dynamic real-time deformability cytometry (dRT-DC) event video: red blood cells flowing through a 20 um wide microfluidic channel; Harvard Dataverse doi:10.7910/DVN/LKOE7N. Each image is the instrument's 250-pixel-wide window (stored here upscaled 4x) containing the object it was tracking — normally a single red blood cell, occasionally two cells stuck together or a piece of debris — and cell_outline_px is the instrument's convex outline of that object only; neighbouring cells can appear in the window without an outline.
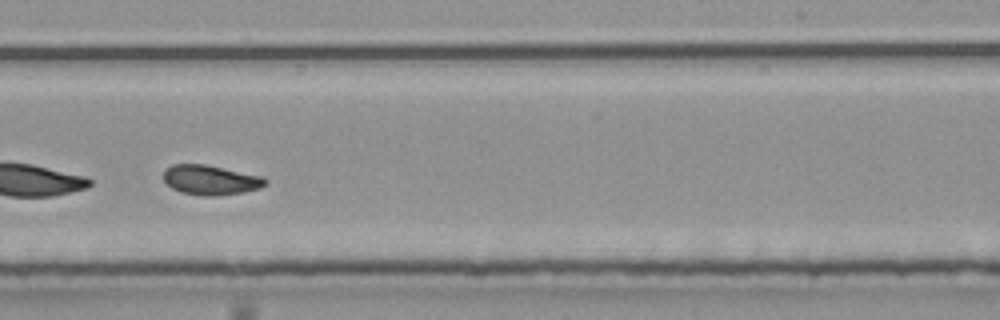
{"species": "common noctule bat (a hibernating species)", "species_latin": "Nyctalus noctula", "temperature_condition": "room temperature", "stored_images_in_passage": 54, "camera_frame_rate_fps": 3000, "um_per_image_px": 0.085, "animal": {"sex": "male", "body_mass_g": 20.4}, "frame": {"image": 1, "passage_image": 35, "time_ms": 11.333, "image_size_px": [1000, 320], "cell_outline_px": [[268, 184], [260, 188], [244, 192], [212, 196], [204, 196], [180, 192], [172, 188], [164, 180], [164, 168], [172, 164], [204, 164], [264, 176], [268, 180]], "centroid_in_image_um": [17.92, 15.29], "position_along_channel_um": 271.1, "area_um2": 17.8}, "authors_computed_cell_mechanics": {"area_um2": 20.6635, "velocity_mm_per_s": 3.8352, "shape_relaxation_time_tau1_ms": null, "shape_relaxation_time_tau2_ms": 3.8817, "deformation_change_tau1": null, "deformation_change_tau2": 0.0942}}